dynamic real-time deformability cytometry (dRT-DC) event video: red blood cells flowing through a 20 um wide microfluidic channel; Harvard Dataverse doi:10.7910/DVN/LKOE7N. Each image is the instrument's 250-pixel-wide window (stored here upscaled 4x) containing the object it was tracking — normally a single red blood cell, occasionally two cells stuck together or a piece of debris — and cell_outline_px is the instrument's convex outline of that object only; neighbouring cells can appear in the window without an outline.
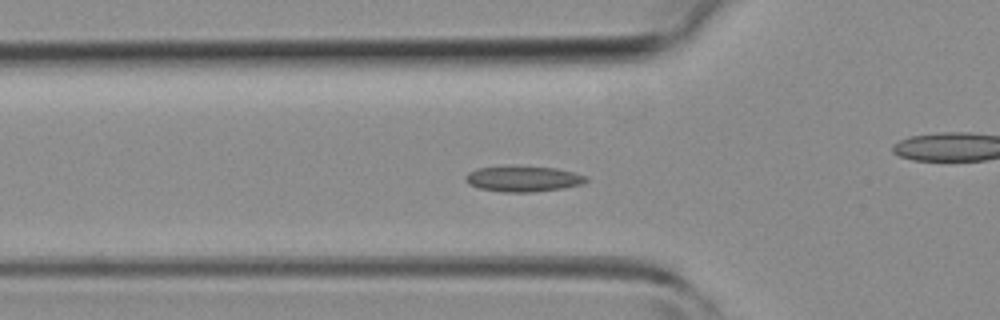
{"species": "common noctule bat (a hibernating species)", "species_latin": "Nyctalus noctula", "temperature_condition": "room temperature", "stored_images_in_passage": 46, "camera_frame_rate_fps": 3000, "um_per_image_px": 0.085, "animal": {"sex": "female", "body_mass_g": 19.3, "forearm_length_mm": 54.1}, "frame": {"image": 1, "passage_image": 15, "time_ms": 4.667, "image_size_px": [1000, 320], "cell_outline_px": [[588, 180], [584, 184], [564, 188], [532, 192], [504, 192], [480, 188], [468, 184], [464, 180], [464, 176], [468, 172], [476, 168], [516, 164], [556, 168], [588, 176]], "centroid_in_image_um": [44.45, 15.17], "position_along_channel_um": 81.3, "area_um2": 18.67}}
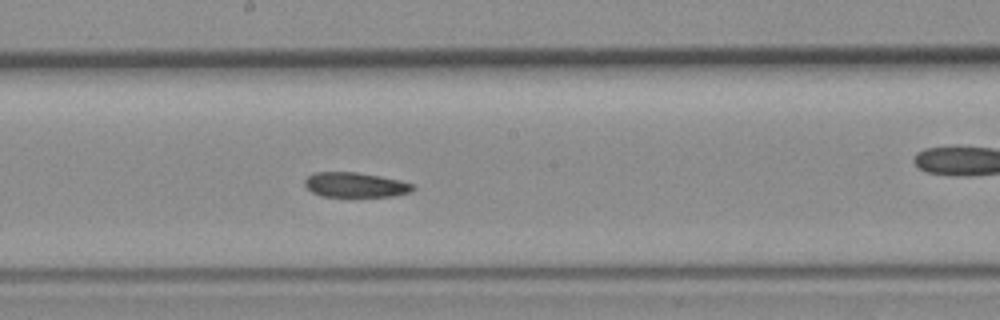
{"frame": {"image": 2, "passage_image": 24, "time_ms": 7.667, "image_size_px": [1000, 320], "cell_outline_px": [[416, 188], [412, 192], [392, 196], [320, 196], [312, 192], [304, 184], [304, 180], [308, 176], [316, 172], [356, 172], [380, 176], [400, 180], [416, 184]], "centroid_in_image_um": [30.25, 15.71], "position_along_channel_um": 218.0, "area_um2": 15.72}}
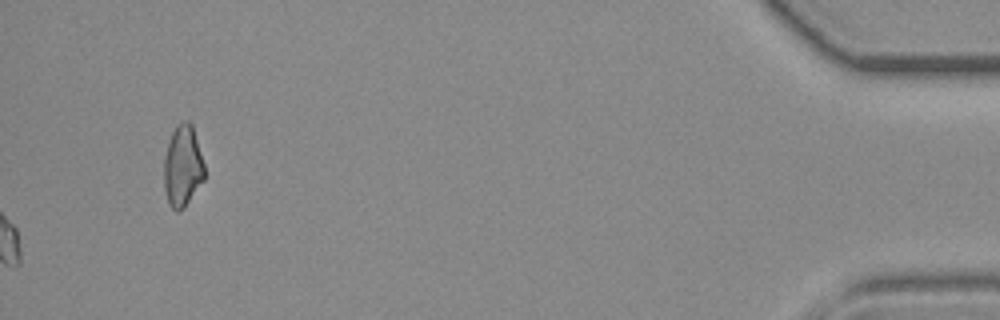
{"frame": {"image": 3, "passage_image": 46, "time_ms": 15.0, "image_size_px": [1000, 320], "cell_outline_px": [[204, 180], [184, 208], [176, 212], [168, 204], [164, 188], [164, 156], [172, 132], [176, 124], [184, 120], [188, 120], [192, 124], [204, 164]], "centroid_in_image_um": [15.52, 14.13], "position_along_channel_um": 419.7, "area_um2": 19.31}}